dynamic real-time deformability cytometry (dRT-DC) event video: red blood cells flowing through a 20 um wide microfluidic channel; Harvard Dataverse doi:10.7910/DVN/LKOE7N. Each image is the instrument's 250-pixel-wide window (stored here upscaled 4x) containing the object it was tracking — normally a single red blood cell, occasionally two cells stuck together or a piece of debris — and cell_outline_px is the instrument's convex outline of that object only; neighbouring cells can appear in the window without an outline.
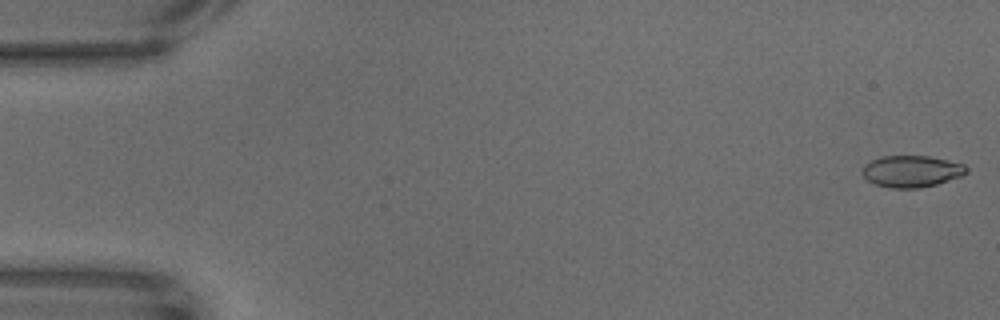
{"species": "common noctule bat (a hibernating species)", "species_latin": "Nyctalus noctula", "temperature_condition": "warm", "stored_images_in_passage": 65, "camera_frame_rate_fps": 3000, "um_per_image_px": 0.085, "animal": {"sex": "male", "body_mass_g": 18.8}, "frame": {"image": 1, "passage_image": 1, "time_ms": 0.0, "image_size_px": [1000, 320], "cell_outline_px": [[968, 172], [960, 176], [936, 184], [920, 188], [892, 188], [876, 184], [868, 180], [860, 172], [864, 164], [880, 156], [928, 156], [948, 160], [964, 164], [968, 168]], "centroid_in_image_um": [77.46, 14.55], "position_along_channel_um": 7.5, "area_um2": 19.19}}
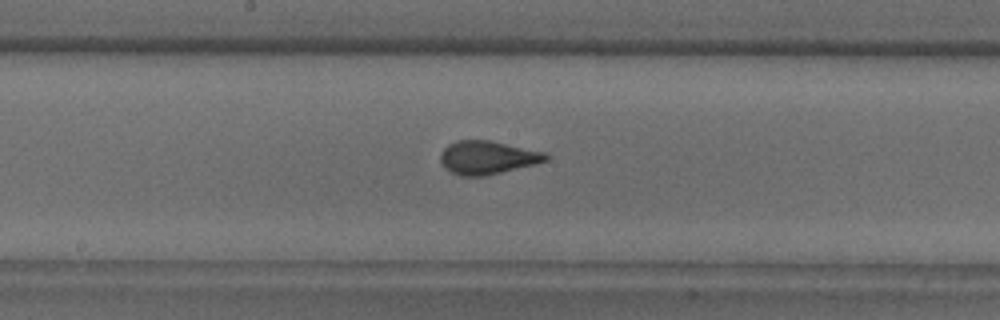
{"frame": {"image": 2, "passage_image": 34, "time_ms": 11.0, "image_size_px": [1000, 320], "cell_outline_px": [[548, 160], [484, 176], [460, 176], [452, 172], [440, 160], [440, 152], [448, 144], [456, 140], [488, 140], [548, 152]], "centroid_in_image_um": [41.43, 13.37], "position_along_channel_um": 206.8, "area_um2": 20.23}}
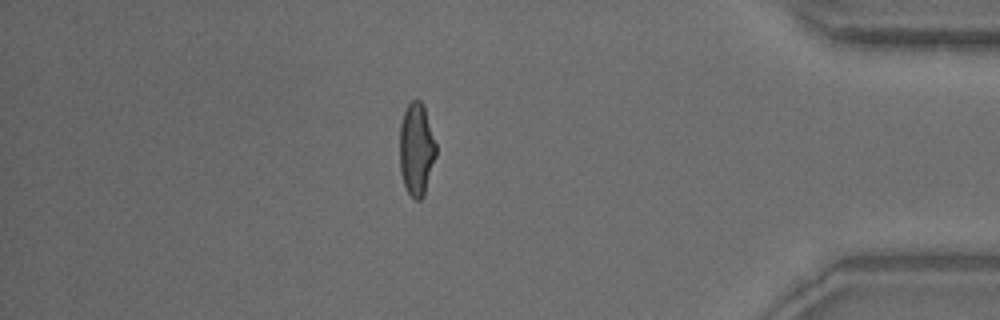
{"frame": {"image": 3, "passage_image": 56, "time_ms": 18.333, "image_size_px": [1000, 320], "cell_outline_px": [[436, 156], [424, 196], [420, 200], [416, 200], [408, 192], [404, 184], [400, 172], [400, 124], [404, 112], [408, 104], [412, 100], [420, 100], [424, 104], [436, 144]], "centroid_in_image_um": [35.4, 12.68], "position_along_channel_um": 399.8, "area_um2": 19.71}}